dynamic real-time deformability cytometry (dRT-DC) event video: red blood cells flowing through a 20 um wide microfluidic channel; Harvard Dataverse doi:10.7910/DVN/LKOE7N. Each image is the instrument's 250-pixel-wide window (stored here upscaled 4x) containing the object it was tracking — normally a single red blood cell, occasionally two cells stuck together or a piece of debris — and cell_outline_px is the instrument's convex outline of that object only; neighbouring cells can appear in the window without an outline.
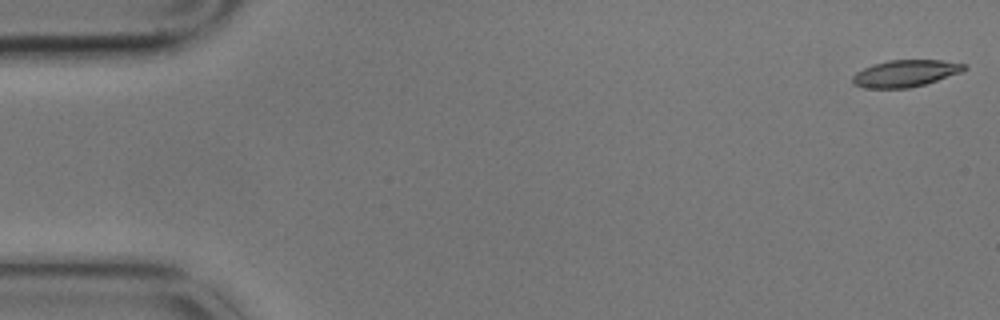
{"species": "common noctule bat (a hibernating species)", "species_latin": "Nyctalus noctula", "temperature_condition": "cold", "stored_images_in_passage": 5, "camera_frame_rate_fps": 3000, "um_per_image_px": 0.085, "animal": {"sex": "male", "body_mass_g": 17.9}, "frame": {"image": 1, "passage_image": 1, "time_ms": 0.0, "image_size_px": [1000, 320], "cell_outline_px": [[968, 68], [960, 72], [924, 84], [908, 88], [864, 88], [852, 84], [852, 76], [856, 72], [872, 64], [888, 60], [940, 60], [968, 64]], "centroid_in_image_um": [76.93, 6.23], "position_along_channel_um": 8.1, "area_um2": 17.46}}
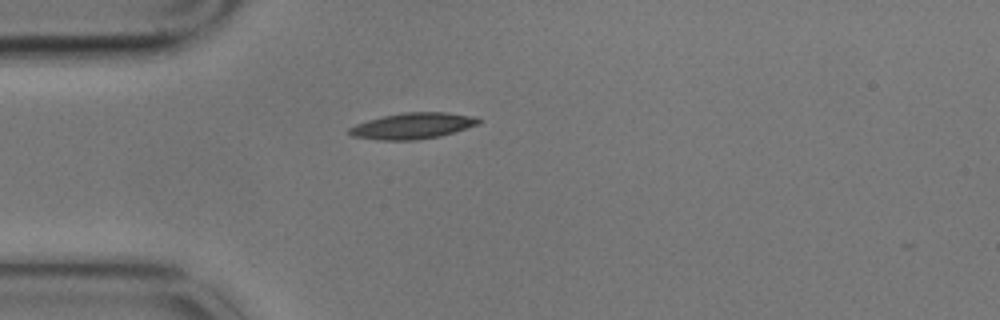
{"frame": {"image": 2, "passage_image": 5, "time_ms": 1.333, "image_size_px": [1000, 320], "cell_outline_px": [[480, 124], [440, 136], [416, 140], [376, 140], [352, 136], [348, 132], [348, 128], [356, 124], [368, 120], [384, 116], [404, 112], [448, 112], [476, 116], [480, 120]], "centroid_in_image_um": [35.09, 10.7], "position_along_channel_um": 49.9, "area_um2": 19.71}}